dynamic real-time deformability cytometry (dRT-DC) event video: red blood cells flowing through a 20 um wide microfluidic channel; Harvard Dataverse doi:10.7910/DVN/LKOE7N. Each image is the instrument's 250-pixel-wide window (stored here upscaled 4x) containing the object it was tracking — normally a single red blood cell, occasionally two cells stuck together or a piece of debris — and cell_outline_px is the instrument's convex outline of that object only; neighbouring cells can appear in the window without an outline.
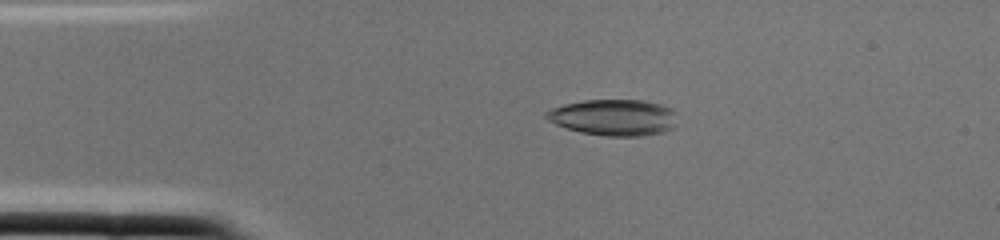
{"species": "common noctule bat (a hibernating species)", "species_latin": "Nyctalus noctula", "temperature_condition": "cold", "stored_images_in_passage": 3, "camera_frame_rate_fps": 3000, "um_per_image_px": 0.085, "animal": {"sex": "female", "body_mass_g": 22.0, "forearm_length_mm": 56.7}, "frame": {"image": 1, "passage_image": 3, "time_ms": 0.667, "image_size_px": [1000, 240], "cell_outline_px": [[676, 124], [672, 128], [664, 132], [644, 136], [604, 136], [580, 132], [556, 124], [548, 120], [544, 116], [544, 112], [552, 108], [564, 104], [584, 100], [644, 100], [660, 104], [668, 108], [672, 112]], "centroid_in_image_um": [52.13, 9.98], "position_along_channel_um": 32.9, "area_um2": 27.57}}